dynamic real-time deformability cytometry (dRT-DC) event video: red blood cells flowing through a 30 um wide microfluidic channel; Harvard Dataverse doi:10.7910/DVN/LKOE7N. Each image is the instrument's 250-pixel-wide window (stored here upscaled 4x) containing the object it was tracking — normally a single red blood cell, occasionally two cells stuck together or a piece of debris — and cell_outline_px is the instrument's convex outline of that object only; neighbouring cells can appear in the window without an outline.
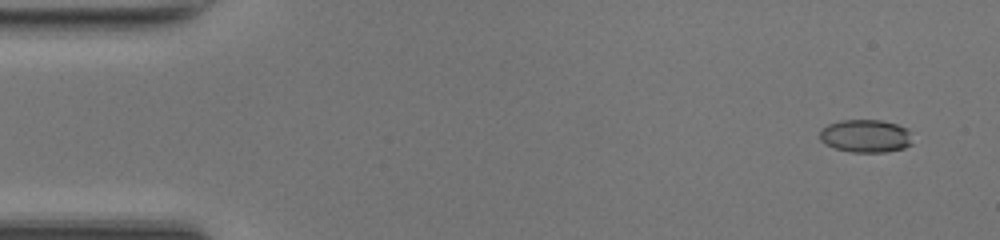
{"species": "common noctule bat (a hibernating species)", "species_latin": "Nyctalus noctula", "temperature_condition": "room temperature", "stored_images_in_passage": 49, "camera_frame_rate_fps": 3000, "um_per_image_px": 0.085, "animal": {"sex": "female", "body_mass_g": 17.0, "forearm_length_mm": 48.0}, "frame": {"image": 1, "passage_image": 3, "time_ms": 0.667, "image_size_px": [1000, 240], "cell_outline_px": [[912, 144], [904, 148], [888, 152], [852, 152], [836, 148], [824, 144], [820, 140], [820, 128], [828, 124], [840, 120], [880, 120], [896, 124], [908, 128]], "centroid_in_image_um": [73.57, 11.56], "position_along_channel_um": 11.4, "area_um2": 17.92}}
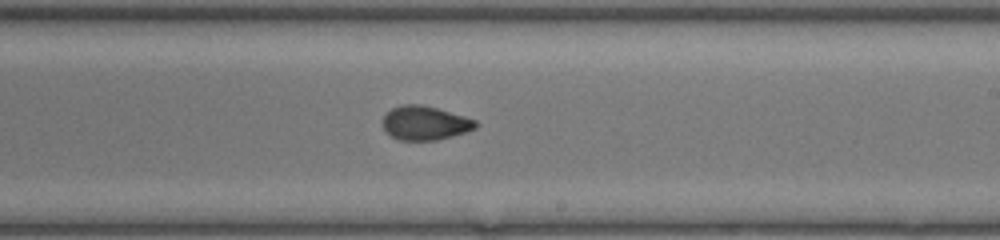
{"frame": {"image": 2, "passage_image": 29, "time_ms": 9.333, "image_size_px": [1000, 240], "cell_outline_px": [[480, 124], [476, 128], [452, 136], [436, 140], [400, 140], [384, 132], [384, 116], [392, 108], [400, 104], [420, 104], [436, 108], [464, 116], [476, 120]], "centroid_in_image_um": [36.13, 10.45], "position_along_channel_um": 252.9, "area_um2": 18.32}}
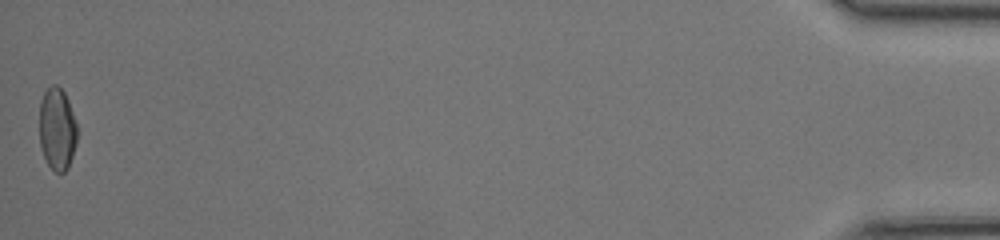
{"frame": {"image": 3, "passage_image": 49, "time_ms": 16.0, "image_size_px": [1000, 240], "cell_outline_px": [[76, 144], [68, 168], [64, 172], [56, 172], [48, 164], [44, 156], [40, 144], [40, 100], [44, 92], [52, 84], [56, 84], [64, 92], [68, 100], [76, 124]], "centroid_in_image_um": [4.85, 10.95], "position_along_channel_um": 430.4, "area_um2": 17.92}, "authors_computed_cell_mechanics": {"area_um2": 18.3226, "velocity_mm_per_s": 4.256, "shape_relaxation_time_tau1_ms": 4.3542, "shape_relaxation_time_tau2_ms": 0.9141, "deformation_change_tau1": 0.143, "deformation_change_tau2": 0.052}}